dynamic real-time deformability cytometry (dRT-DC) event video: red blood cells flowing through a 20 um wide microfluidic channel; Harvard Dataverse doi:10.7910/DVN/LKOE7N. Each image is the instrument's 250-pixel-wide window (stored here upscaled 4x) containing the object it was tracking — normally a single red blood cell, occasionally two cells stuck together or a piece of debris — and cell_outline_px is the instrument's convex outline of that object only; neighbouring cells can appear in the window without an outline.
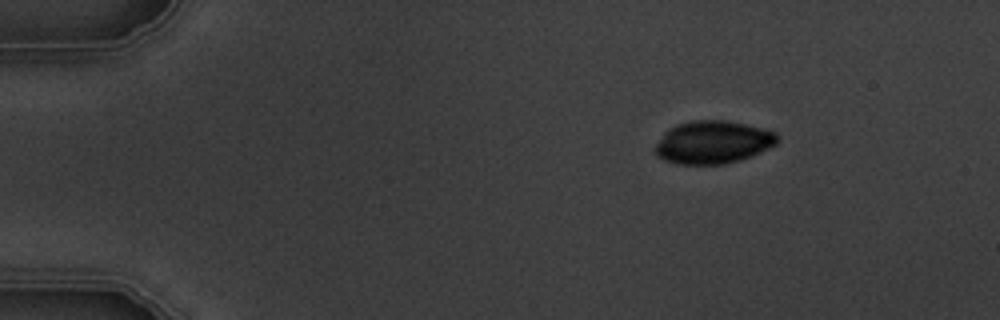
{"species": "common noctule bat (a hibernating species)", "species_latin": "Nyctalus noctula", "temperature_condition": "warm", "stored_images_in_passage": 3, "camera_frame_rate_fps": 3000, "um_per_image_px": 0.085, "animal": {"sex": "male", "body_mass_g": 19.5, "forearm_length_mm": 54.6}, "frame": {"image": 1, "passage_image": 1, "time_ms": 0.0, "image_size_px": [1000, 320], "cell_outline_px": [[780, 136], [776, 144], [752, 156], [740, 160], [724, 164], [676, 164], [664, 160], [656, 156], [652, 148], [664, 132], [668, 128], [676, 124], [692, 120], [724, 120], [764, 128], [776, 132]], "centroid_in_image_um": [60.57, 12.09], "position_along_channel_um": 24.4, "area_um2": 30.92}}